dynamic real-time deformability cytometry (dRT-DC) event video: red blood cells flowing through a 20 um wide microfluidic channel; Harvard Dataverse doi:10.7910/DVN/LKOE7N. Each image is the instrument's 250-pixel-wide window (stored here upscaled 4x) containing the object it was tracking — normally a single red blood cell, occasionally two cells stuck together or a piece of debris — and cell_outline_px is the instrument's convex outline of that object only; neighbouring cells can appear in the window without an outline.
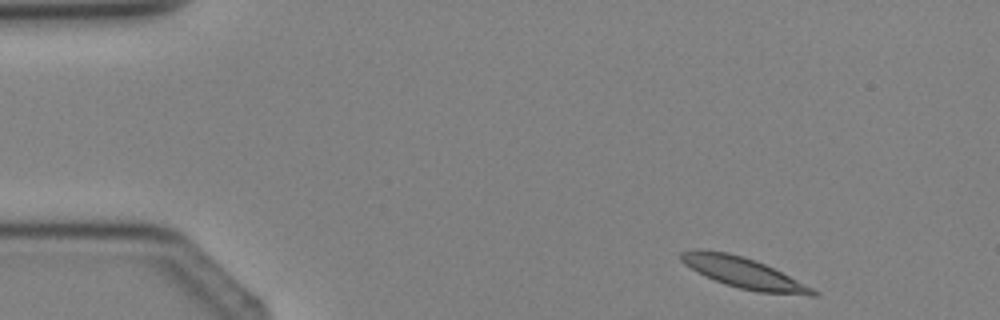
{"species": "Egyptian fruit bat (a non-hibernating species)", "species_latin": "Rousettus aegyptiacus", "temperature_condition": "cold", "stored_images_in_passage": 3, "camera_frame_rate_fps": 3000, "um_per_image_px": 0.085, "animal": {"sex": "female"}, "frame": {"image": 1, "passage_image": 1, "time_ms": 0.0, "image_size_px": [1000, 320], "cell_outline_px": [[820, 296], [808, 296], [760, 292], [740, 288], [704, 276], [696, 272], [684, 264], [680, 260], [680, 252], [696, 248], [728, 252], [764, 264], [820, 292]], "centroid_in_image_um": [63.16, 23.19], "position_along_channel_um": 21.8, "area_um2": 23.24}}
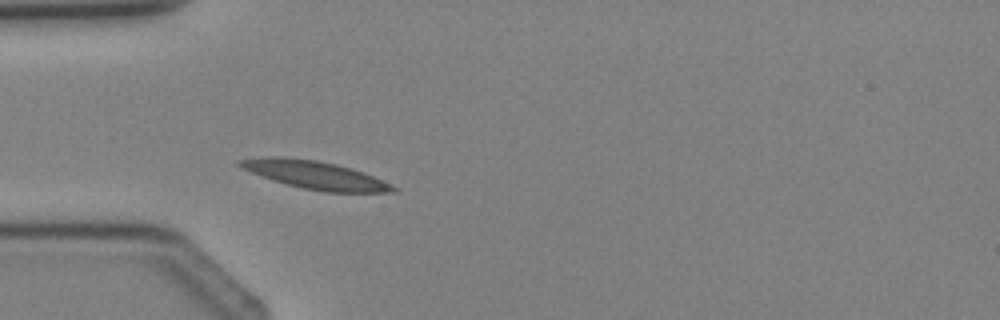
{"frame": {"image": 2, "passage_image": 3, "time_ms": 2.333, "image_size_px": [1000, 320], "cell_outline_px": [[400, 192], [324, 192], [304, 188], [272, 180], [240, 168], [236, 164], [236, 160], [264, 156], [284, 156], [316, 160], [336, 164], [352, 168], [364, 172], [400, 188]], "centroid_in_image_um": [26.77, 14.86], "position_along_channel_um": 58.2, "area_um2": 25.26}}